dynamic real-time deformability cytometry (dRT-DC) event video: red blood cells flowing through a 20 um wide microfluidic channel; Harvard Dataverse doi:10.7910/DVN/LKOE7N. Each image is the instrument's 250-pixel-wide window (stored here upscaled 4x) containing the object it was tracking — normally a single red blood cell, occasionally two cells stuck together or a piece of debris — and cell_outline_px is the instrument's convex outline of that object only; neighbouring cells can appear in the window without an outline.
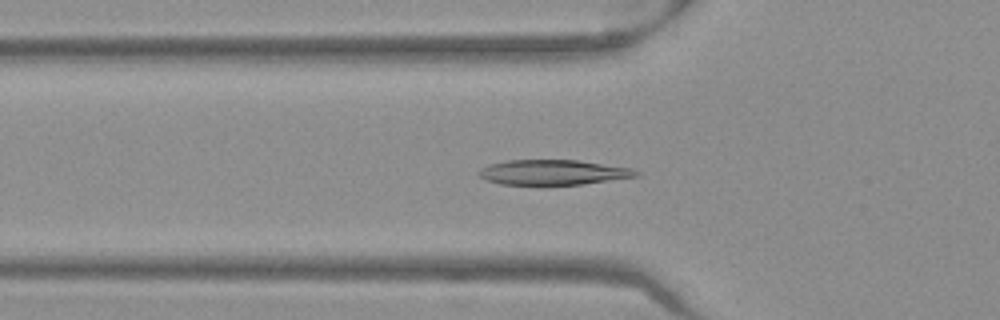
{"species": "Egyptian fruit bat (a non-hibernating species)", "species_latin": "Rousettus aegyptiacus", "temperature_condition": "warm", "stored_images_in_passage": 52, "camera_frame_rate_fps": 3000, "um_per_image_px": 0.085, "frame": {"image": 1, "passage_image": 18, "time_ms": 5.667, "image_size_px": [1000, 320], "cell_outline_px": [[640, 172], [636, 176], [580, 184], [500, 184], [488, 180], [480, 176], [476, 172], [480, 168], [488, 164], [508, 160], [576, 160], [632, 168]], "centroid_in_image_um": [46.96, 14.63], "position_along_channel_um": 78.8, "area_um2": 22.6}}
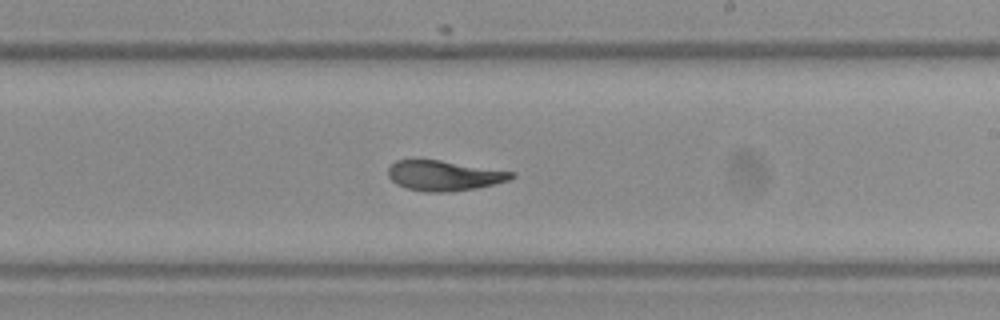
{"frame": {"image": 2, "passage_image": 31, "time_ms": 10.0, "image_size_px": [1000, 320], "cell_outline_px": [[516, 176], [508, 180], [476, 188], [448, 192], [424, 192], [408, 188], [396, 184], [388, 176], [388, 168], [396, 160], [440, 160], [516, 172]], "centroid_in_image_um": [37.75, 14.92], "position_along_channel_um": 251.2, "area_um2": 21.56}}
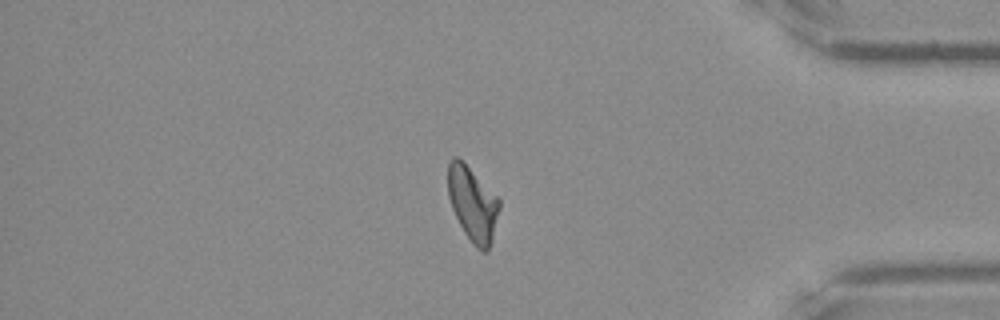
{"frame": {"image": 3, "passage_image": 44, "time_ms": 14.333, "image_size_px": [1000, 320], "cell_outline_px": [[500, 208], [492, 240], [488, 252], [480, 252], [472, 244], [464, 232], [452, 208], [448, 196], [448, 164], [452, 156], [456, 156], [500, 200]], "centroid_in_image_um": [40.17, 17.4], "position_along_channel_um": 395.0, "area_um2": 21.91}, "authors_computed_cell_mechanics": {"area_um2": 22.7732, "velocity_mm_per_s": 3.9565, "shape_relaxation_time_tau1_ms": 7.9711, "shape_relaxation_time_tau2_ms": 1.9698, "deformation_change_tau1": 0.2534, "deformation_change_tau2": 0.09}}